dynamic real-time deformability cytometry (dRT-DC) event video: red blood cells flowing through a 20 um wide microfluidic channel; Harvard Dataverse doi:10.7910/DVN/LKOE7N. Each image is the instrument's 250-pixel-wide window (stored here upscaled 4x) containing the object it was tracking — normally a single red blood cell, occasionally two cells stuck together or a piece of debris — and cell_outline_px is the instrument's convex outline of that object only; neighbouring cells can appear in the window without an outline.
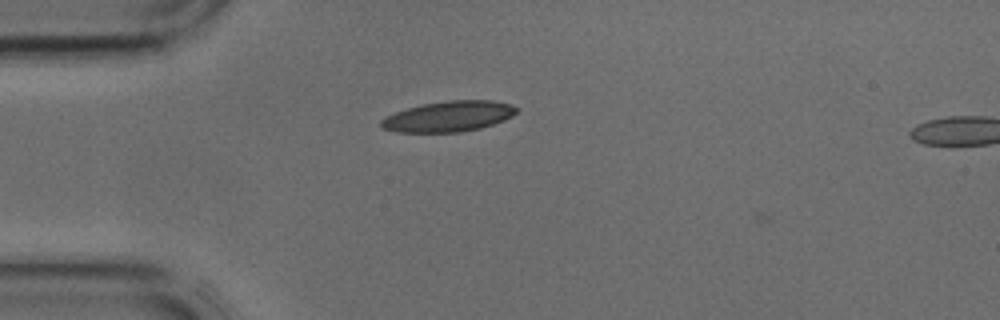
{"species": "common noctule bat (a hibernating species)", "species_latin": "Nyctalus noctula", "temperature_condition": "cold", "stored_images_in_passage": 28, "camera_frame_rate_fps": 3000, "um_per_image_px": 0.085, "animal": {"sex": "male", "body_mass_g": 17.9, "forearm_length_mm": 54.2}, "frame": {"image": 1, "passage_image": 1, "time_ms": 0.0, "image_size_px": [1000, 320], "cell_outline_px": [[520, 108], [512, 116], [504, 120], [480, 128], [460, 132], [396, 132], [380, 128], [380, 120], [384, 116], [408, 108], [424, 104], [448, 100], [492, 100], [512, 104]], "centroid_in_image_um": [38.13, 9.89], "position_along_channel_um": 46.9, "area_um2": 24.22}}